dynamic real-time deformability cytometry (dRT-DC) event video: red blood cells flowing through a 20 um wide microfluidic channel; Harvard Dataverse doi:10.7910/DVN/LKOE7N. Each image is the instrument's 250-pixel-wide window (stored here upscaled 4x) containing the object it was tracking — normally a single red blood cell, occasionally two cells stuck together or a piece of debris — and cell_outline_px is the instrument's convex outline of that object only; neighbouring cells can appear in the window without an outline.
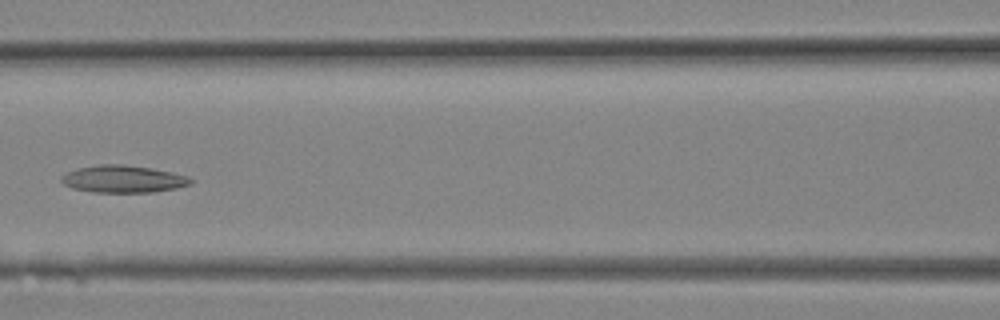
{"species": "Egyptian fruit bat (a non-hibernating species)", "species_latin": "Rousettus aegyptiacus", "temperature_condition": "room temperature", "stored_images_in_passage": 8, "camera_frame_rate_fps": 3000, "um_per_image_px": 0.085, "animal": {"sex": "female"}, "frame": {"image": 1, "passage_image": 4, "time_ms": 1.0, "image_size_px": [1000, 320], "cell_outline_px": [[192, 184], [176, 188], [152, 192], [92, 192], [72, 188], [64, 184], [60, 180], [60, 176], [76, 168], [100, 164], [124, 164], [152, 168], [172, 172], [188, 176], [192, 180]], "centroid_in_image_um": [10.46, 15.21], "position_along_channel_um": 156.1, "area_um2": 20.63}}
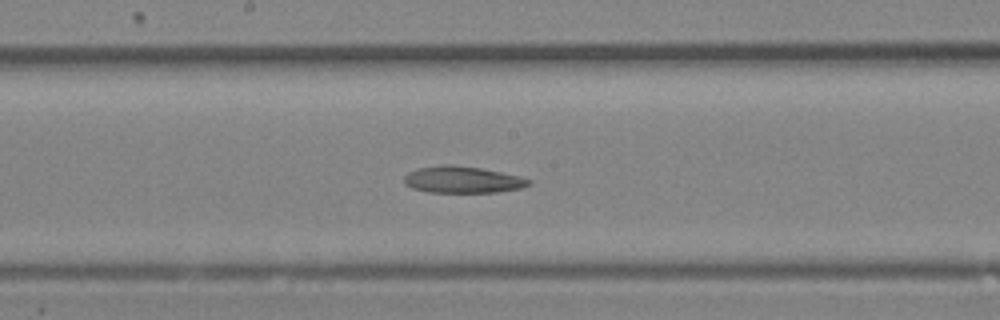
{"frame": {"image": 2, "passage_image": 6, "time_ms": 1.667, "image_size_px": [1000, 320], "cell_outline_px": [[532, 184], [520, 188], [496, 192], [428, 192], [412, 188], [404, 184], [404, 176], [408, 172], [420, 168], [440, 164], [452, 164], [480, 168], [520, 176], [532, 180]], "centroid_in_image_um": [39.31, 15.27], "position_along_channel_um": 208.9, "area_um2": 19.42}}
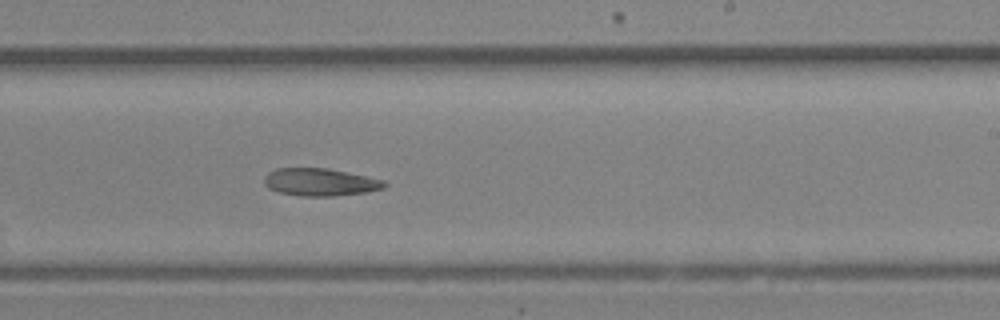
{"frame": {"image": 3, "passage_image": 8, "time_ms": 2.333, "image_size_px": [1000, 320], "cell_outline_px": [[388, 184], [384, 188], [364, 192], [332, 196], [300, 196], [280, 192], [268, 188], [264, 184], [264, 176], [268, 172], [276, 168], [328, 168], [348, 172], [384, 180]], "centroid_in_image_um": [27.19, 15.47], "position_along_channel_um": 261.8, "area_um2": 19.31}}